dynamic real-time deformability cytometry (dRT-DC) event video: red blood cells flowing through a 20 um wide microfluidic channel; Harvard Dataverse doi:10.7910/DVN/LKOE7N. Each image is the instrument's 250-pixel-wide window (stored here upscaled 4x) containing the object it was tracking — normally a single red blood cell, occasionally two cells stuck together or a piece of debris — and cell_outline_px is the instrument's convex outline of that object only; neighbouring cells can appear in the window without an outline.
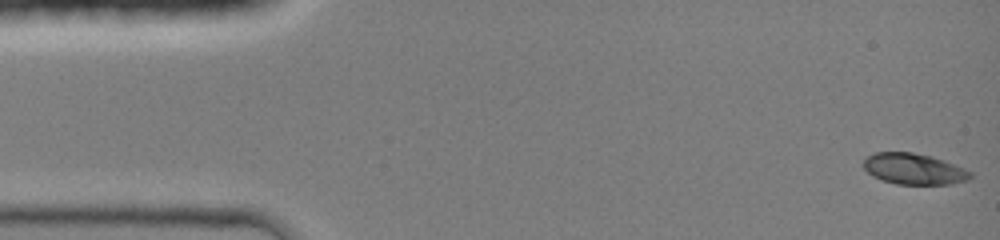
{"species": "common noctule bat (a hibernating species)", "species_latin": "Nyctalus noctula", "temperature_condition": "room temperature", "stored_images_in_passage": 44, "camera_frame_rate_fps": 3000, "um_per_image_px": 0.085, "animal": {"sex": "female", "body_mass_g": 19.0, "forearm_length_mm": 51.5}, "frame": {"image": 1, "passage_image": 1, "time_ms": 0.0, "image_size_px": [1000, 240], "cell_outline_px": [[972, 176], [968, 180], [952, 184], [896, 184], [872, 176], [864, 168], [864, 160], [868, 156], [876, 152], [912, 152], [932, 156], [944, 160], [964, 168], [972, 172]], "centroid_in_image_um": [77.71, 14.36], "position_along_channel_um": 7.3, "area_um2": 19.31}}
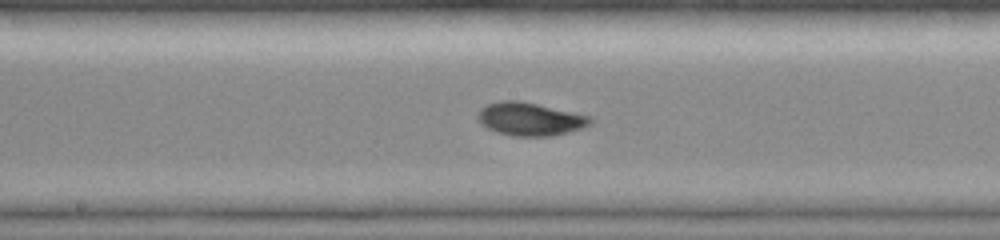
{"frame": {"image": 2, "passage_image": 23, "time_ms": 7.333, "image_size_px": [1000, 240], "cell_outline_px": [[592, 124], [584, 128], [552, 136], [512, 136], [496, 132], [480, 124], [476, 116], [480, 108], [488, 104], [500, 100], [520, 100], [592, 116]], "centroid_in_image_um": [45.05, 10.12], "position_along_channel_um": 203.1, "area_um2": 22.02}}
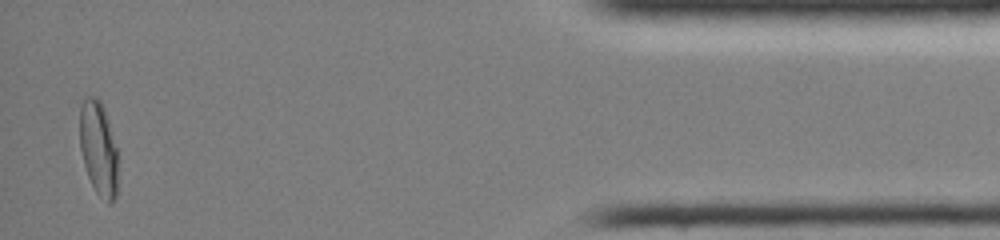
{"frame": {"image": 3, "passage_image": 43, "time_ms": 14.0, "image_size_px": [1000, 240], "cell_outline_px": [[116, 196], [108, 204], [96, 192], [88, 176], [84, 164], [80, 148], [80, 104], [84, 96], [96, 96], [100, 100], [104, 108], [116, 148]], "centroid_in_image_um": [8.34, 12.56], "position_along_channel_um": 426.9, "area_um2": 20.63}, "authors_computed_cell_mechanics": {"area_um2": 20.2878, "velocity_mm_per_s": 4.3099, "shape_relaxation_time_tau1_ms": 4.2834, "shape_relaxation_time_tau2_ms": null, "deformation_change_tau1": 0.1721, "deformation_change_tau2": null}}